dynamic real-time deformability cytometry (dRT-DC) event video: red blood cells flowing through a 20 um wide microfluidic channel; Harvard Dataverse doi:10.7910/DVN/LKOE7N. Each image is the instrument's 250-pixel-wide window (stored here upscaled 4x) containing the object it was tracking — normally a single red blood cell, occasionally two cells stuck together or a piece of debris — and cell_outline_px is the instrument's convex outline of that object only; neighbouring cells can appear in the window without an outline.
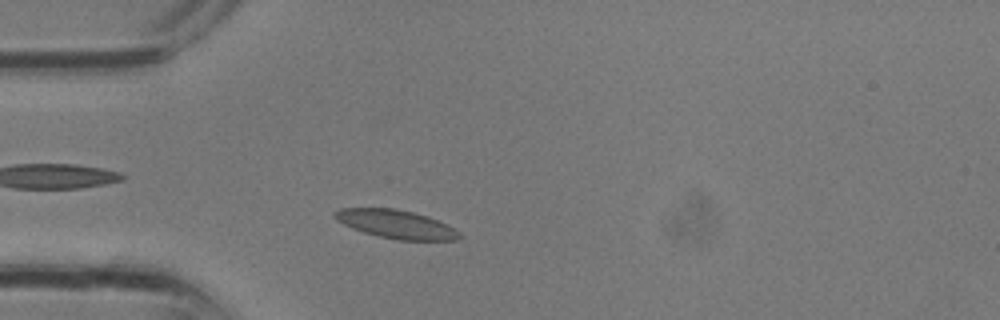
{"species": "common noctule bat (a hibernating species)", "species_latin": "Nyctalus noctula", "temperature_condition": "room temperature", "stored_images_in_passage": 25, "camera_frame_rate_fps": 3000, "um_per_image_px": 0.085, "animal": {"sex": "male", "body_mass_g": 13.3}, "frame": {"image": 1, "passage_image": 2, "time_ms": 0.333, "image_size_px": [1000, 320], "cell_outline_px": [[460, 236], [456, 240], [396, 240], [376, 236], [352, 228], [336, 220], [332, 216], [332, 212], [340, 208], [396, 208], [428, 216], [448, 224], [460, 232]], "centroid_in_image_um": [33.64, 19.05], "position_along_channel_um": 51.4, "area_um2": 20.87}}
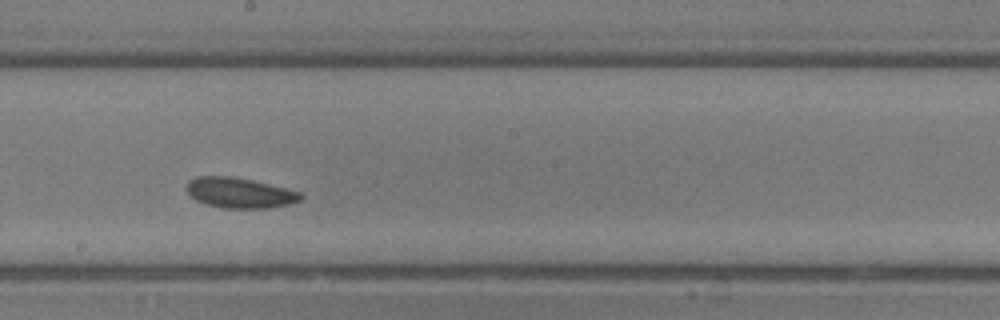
{"frame": {"image": 2, "passage_image": 11, "time_ms": 3.333, "image_size_px": [1000, 320], "cell_outline_px": [[304, 196], [300, 200], [288, 204], [268, 208], [224, 208], [208, 204], [196, 200], [184, 188], [188, 180], [196, 176], [232, 176], [252, 180], [300, 192]], "centroid_in_image_um": [20.33, 16.38], "position_along_channel_um": 227.9, "area_um2": 20.06}}
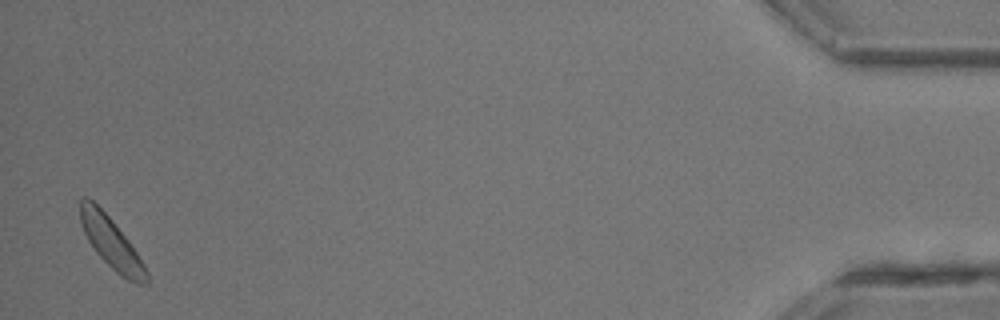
{"frame": {"image": 3, "passage_image": 25, "time_ms": 8.0, "image_size_px": [1000, 320], "cell_outline_px": [[148, 284], [136, 284], [128, 280], [116, 272], [96, 252], [88, 240], [80, 224], [80, 200], [84, 196], [88, 196], [112, 220], [128, 240], [144, 264], [148, 272]], "centroid_in_image_um": [9.45, 20.64], "position_along_channel_um": 425.7, "area_um2": 19.42}}